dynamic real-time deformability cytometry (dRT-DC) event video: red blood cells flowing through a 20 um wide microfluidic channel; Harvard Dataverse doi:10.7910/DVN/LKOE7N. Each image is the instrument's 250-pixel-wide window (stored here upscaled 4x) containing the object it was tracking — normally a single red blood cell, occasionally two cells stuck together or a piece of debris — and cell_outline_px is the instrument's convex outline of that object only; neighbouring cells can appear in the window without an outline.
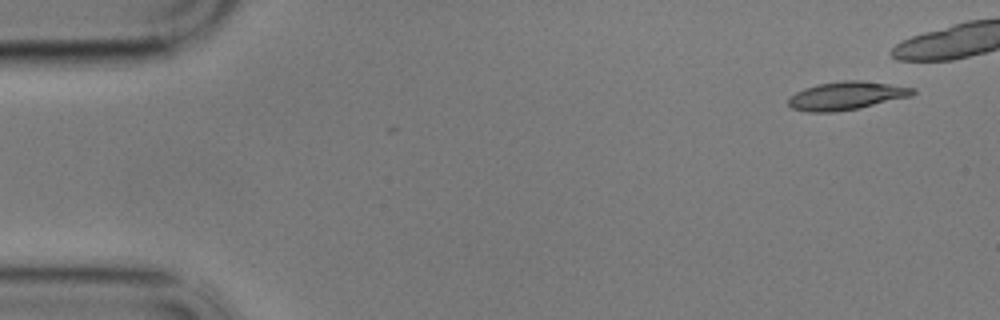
{"species": "common noctule bat (a hibernating species)", "species_latin": "Nyctalus noctula", "temperature_condition": "cold", "stored_images_in_passage": 44, "camera_frame_rate_fps": 3000, "um_per_image_px": 0.085, "animal": {"sex": "male", "body_mass_g": 17.9}, "frame": {"image": 1, "passage_image": 1, "time_ms": 0.0, "image_size_px": [1000, 320], "cell_outline_px": [[916, 92], [912, 96], [860, 108], [832, 112], [808, 112], [792, 108], [788, 104], [788, 96], [804, 88], [816, 84], [844, 80], [860, 80], [916, 88]], "centroid_in_image_um": [71.94, 8.13], "position_along_channel_um": 13.1, "area_um2": 20.58}}
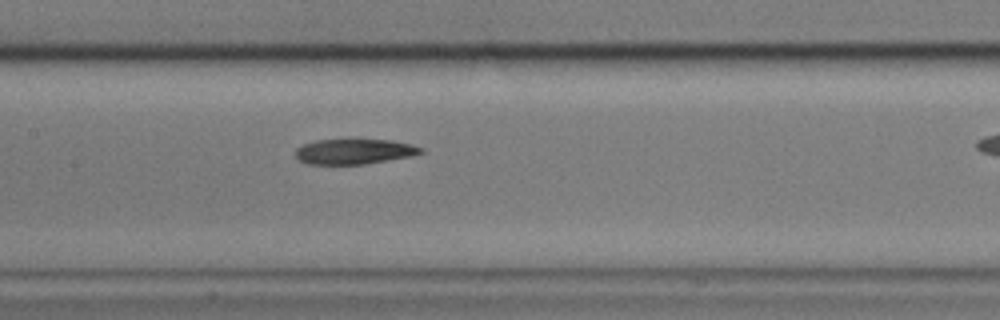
{"frame": {"image": 2, "passage_image": 25, "time_ms": 8.0, "image_size_px": [1000, 320], "cell_outline_px": [[424, 152], [408, 156], [364, 164], [308, 164], [300, 160], [296, 156], [296, 148], [304, 144], [316, 140], [392, 140], [412, 144], [424, 148]], "centroid_in_image_um": [30.11, 12.87], "position_along_channel_um": 177.3, "area_um2": 18.15}}
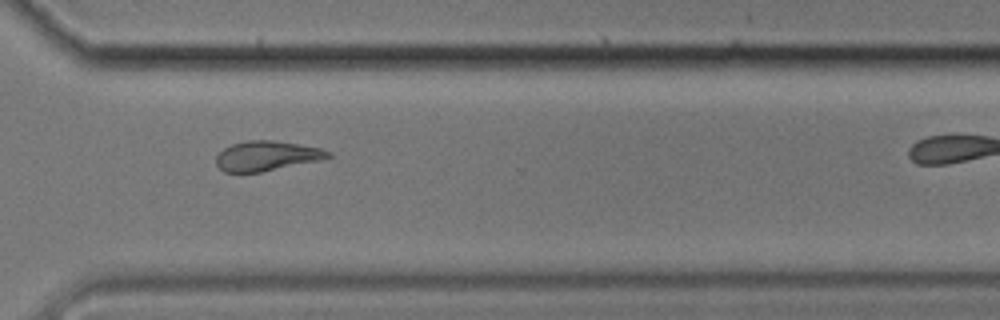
{"frame": {"image": 3, "passage_image": 40, "time_ms": 13.0, "image_size_px": [1000, 320], "cell_outline_px": [[332, 156], [316, 160], [260, 172], [224, 172], [216, 164], [216, 156], [224, 148], [232, 144], [248, 140], [272, 140], [320, 148], [332, 152]], "centroid_in_image_um": [22.62, 13.24], "position_along_channel_um": 348.0, "area_um2": 19.02}}